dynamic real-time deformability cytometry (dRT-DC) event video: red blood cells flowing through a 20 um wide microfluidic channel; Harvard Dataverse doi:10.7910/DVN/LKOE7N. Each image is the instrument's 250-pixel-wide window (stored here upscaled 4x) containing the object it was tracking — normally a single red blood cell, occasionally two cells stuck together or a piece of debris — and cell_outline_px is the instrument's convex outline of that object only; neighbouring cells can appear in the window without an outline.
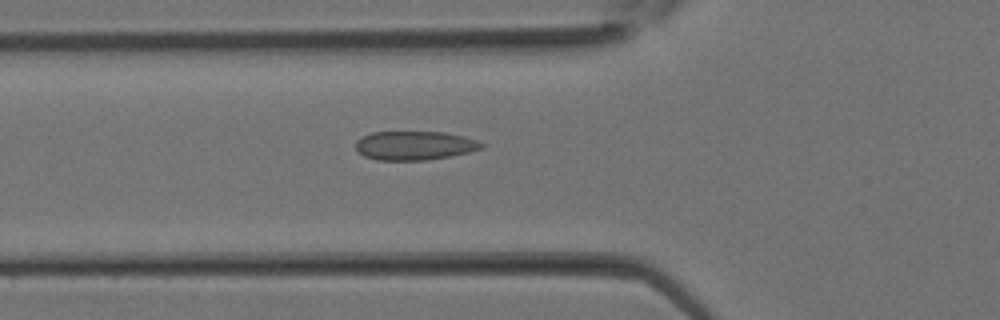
{"species": "Egyptian fruit bat (a non-hibernating species)", "species_latin": "Rousettus aegyptiacus", "temperature_condition": "room temperature", "stored_images_in_passage": 16, "camera_frame_rate_fps": 3000, "um_per_image_px": 0.085, "animal": {"sex": "female"}, "frame": {"image": 1, "passage_image": 2, "time_ms": 0.333, "image_size_px": [1000, 320], "cell_outline_px": [[484, 148], [468, 152], [448, 156], [424, 160], [376, 160], [364, 156], [356, 148], [356, 140], [372, 132], [444, 132], [464, 136], [476, 140], [484, 144]], "centroid_in_image_um": [35.24, 12.37], "position_along_channel_um": 90.6, "area_um2": 21.04}}
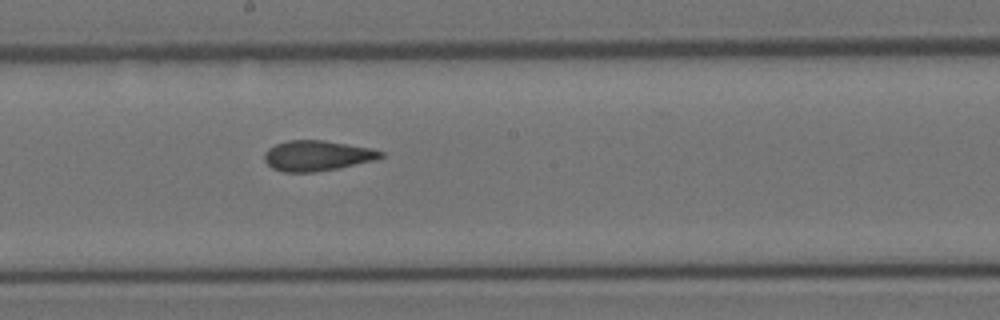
{"frame": {"image": 2, "passage_image": 8, "time_ms": 2.333, "image_size_px": [1000, 320], "cell_outline_px": [[384, 156], [376, 160], [316, 172], [284, 172], [272, 168], [264, 160], [264, 152], [268, 148], [276, 144], [288, 140], [324, 140], [372, 148], [384, 152]], "centroid_in_image_um": [26.95, 13.23], "position_along_channel_um": 221.2, "area_um2": 20.63}}
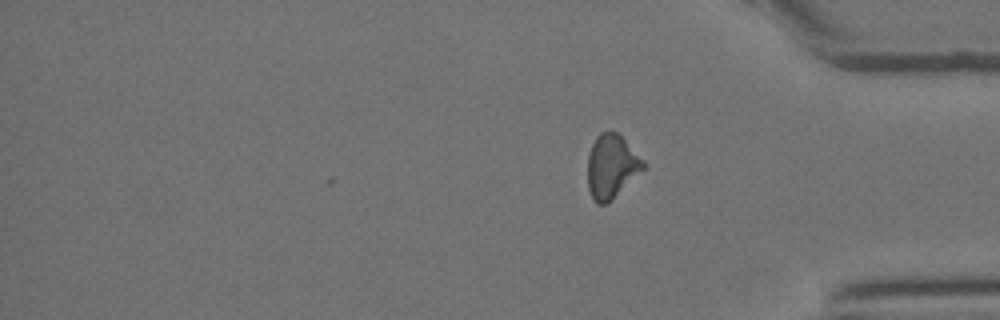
{"frame": {"image": 3, "passage_image": 16, "time_ms": 5.0, "image_size_px": [1000, 320], "cell_outline_px": [[644, 168], [608, 204], [596, 204], [592, 200], [588, 188], [588, 156], [592, 144], [596, 136], [600, 132], [612, 128], [620, 132], [644, 164]], "centroid_in_image_um": [51.94, 14.11], "position_along_channel_um": 383.3, "area_um2": 20.81}}